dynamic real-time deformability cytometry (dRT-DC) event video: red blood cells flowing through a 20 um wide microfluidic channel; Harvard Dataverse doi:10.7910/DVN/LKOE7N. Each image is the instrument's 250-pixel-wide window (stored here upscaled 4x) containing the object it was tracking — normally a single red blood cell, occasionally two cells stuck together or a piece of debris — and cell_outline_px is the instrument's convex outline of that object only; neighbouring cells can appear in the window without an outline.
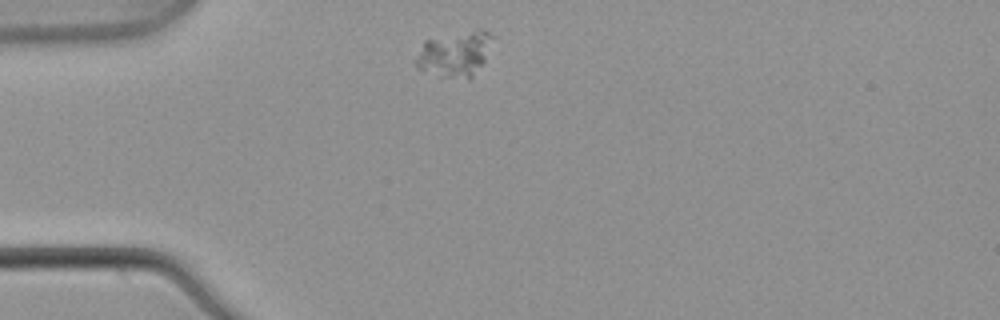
{"species": "common noctule bat (a hibernating species)", "species_latin": "Nyctalus noctula", "temperature_condition": "warm", "stored_images_in_passage": 5, "camera_frame_rate_fps": 3000, "um_per_image_px": 0.085, "animal": {"sex": "male", "body_mass_g": 21.5, "forearm_length_mm": 52.0}, "frame": {"image": 1, "passage_image": 1, "time_ms": 0.0, "image_size_px": [1000, 320], "cell_outline_px": [[492, 36], [484, 60], [472, 76], [440, 76], [416, 68], [416, 60], [424, 40], [472, 32], [488, 32]], "centroid_in_image_um": [38.59, 4.61], "position_along_channel_um": 46.4, "area_um2": 18.67}}
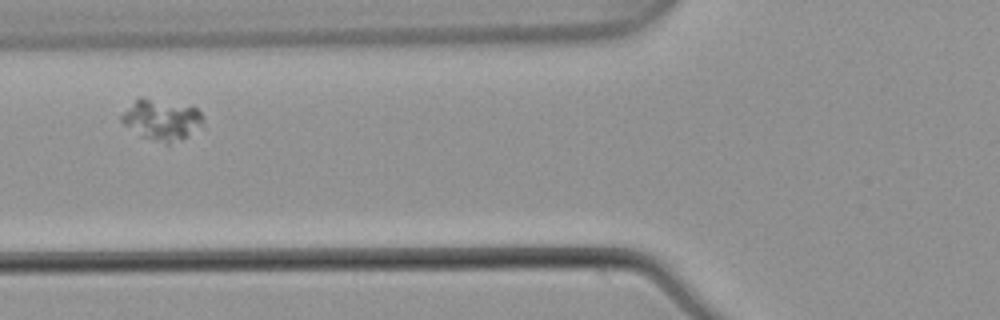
{"frame": {"image": 2, "passage_image": 3, "time_ms": 0.667, "image_size_px": [1000, 320], "cell_outline_px": [[204, 128], [188, 136], [168, 144], [164, 144], [140, 136], [124, 124], [120, 120], [120, 116], [140, 96], [192, 104], [200, 112]], "centroid_in_image_um": [13.8, 10.16], "position_along_channel_um": 112.0, "area_um2": 19.88}}
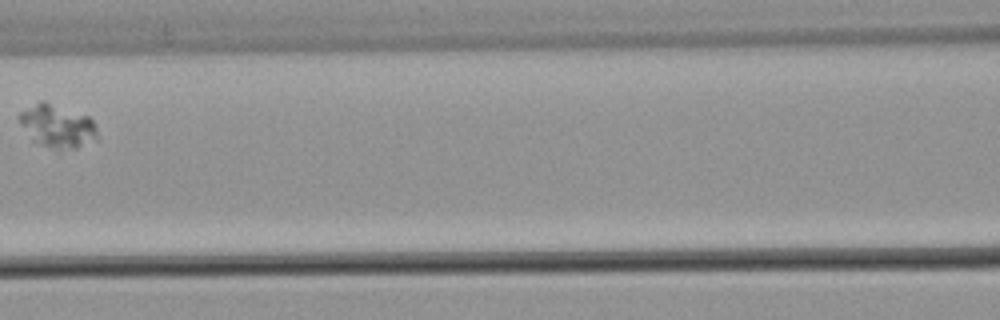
{"frame": {"image": 3, "passage_image": 4, "time_ms": 1.0, "image_size_px": [1000, 320], "cell_outline_px": [[96, 140], [76, 148], [60, 152], [32, 140], [16, 116], [20, 112], [40, 100], [44, 100], [88, 116], [92, 120], [96, 128]], "centroid_in_image_um": [4.86, 10.73], "position_along_channel_um": 161.7, "area_um2": 19.65}}